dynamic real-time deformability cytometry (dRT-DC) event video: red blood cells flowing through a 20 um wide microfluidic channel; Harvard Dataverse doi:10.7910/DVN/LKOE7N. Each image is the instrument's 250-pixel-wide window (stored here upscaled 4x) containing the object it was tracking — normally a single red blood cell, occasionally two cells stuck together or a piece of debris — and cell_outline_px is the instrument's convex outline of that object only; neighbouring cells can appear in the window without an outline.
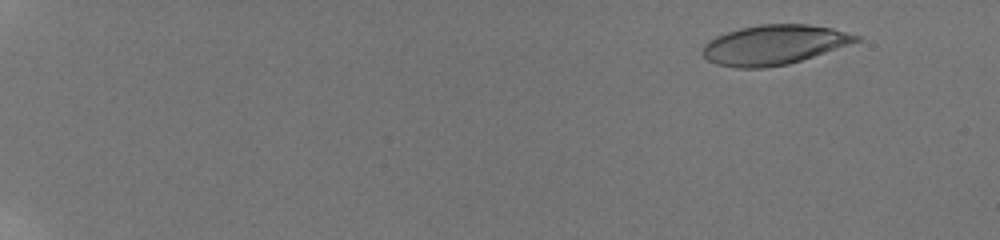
{"species": "human", "species_latin": "Homo sapiens", "temperature_condition": "room temperature", "stored_images_in_passage": 47, "camera_frame_rate_fps": 3000, "um_per_image_px": 0.085, "donor": {"sex": "male"}, "frame": {"image": 1, "passage_image": 11, "time_ms": 2.0, "image_size_px": [1000, 240], "cell_outline_px": [[860, 40], [788, 64], [764, 68], [736, 68], [716, 64], [708, 60], [700, 52], [704, 44], [708, 40], [716, 36], [740, 28], [760, 24], [808, 24], [832, 28], [860, 36]], "centroid_in_image_um": [65.72, 3.81], "position_along_channel_um": 19.3, "area_um2": 35.2}}
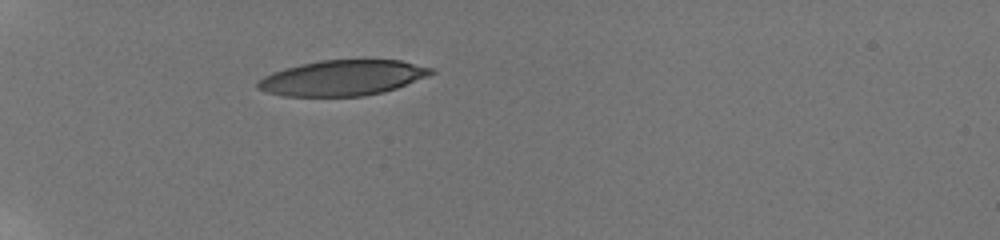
{"frame": {"image": 2, "passage_image": 35, "time_ms": 7.0, "image_size_px": [1000, 240], "cell_outline_px": [[436, 72], [428, 76], [396, 88], [384, 92], [364, 96], [284, 96], [268, 92], [256, 88], [256, 80], [272, 72], [284, 68], [300, 64], [320, 60], [400, 60], [436, 68]], "centroid_in_image_um": [29.12, 6.61], "position_along_channel_um": 55.9, "area_um2": 36.01}}
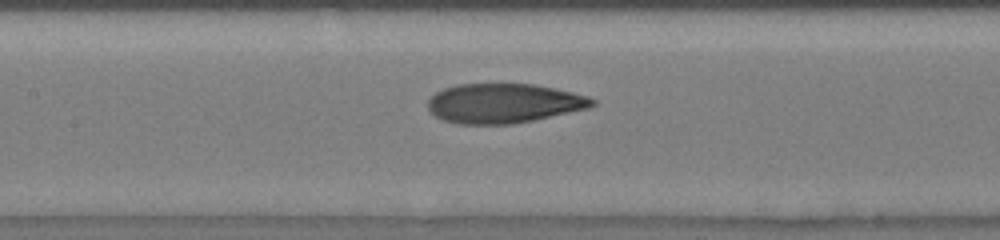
{"frame": {"image": 3, "passage_image": 47, "time_ms": 10.667, "image_size_px": [1000, 240], "cell_outline_px": [[596, 104], [592, 108], [512, 124], [456, 124], [444, 120], [436, 116], [428, 108], [428, 100], [436, 92], [444, 88], [456, 84], [532, 84], [572, 92], [588, 96], [596, 100]], "centroid_in_image_um": [42.84, 8.78], "position_along_channel_um": 164.6, "area_um2": 37.86}}